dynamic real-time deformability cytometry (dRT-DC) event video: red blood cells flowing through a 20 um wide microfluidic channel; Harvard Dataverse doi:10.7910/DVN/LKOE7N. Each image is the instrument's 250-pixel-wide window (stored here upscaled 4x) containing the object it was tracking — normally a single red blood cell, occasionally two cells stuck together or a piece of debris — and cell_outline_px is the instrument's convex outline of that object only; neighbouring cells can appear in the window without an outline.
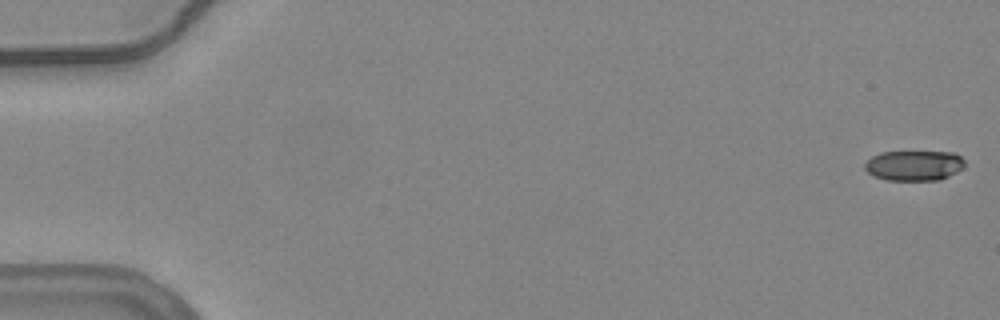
{"species": "common noctule bat (a hibernating species)", "species_latin": "Nyctalus noctula", "temperature_condition": "warm", "stored_images_in_passage": 5, "camera_frame_rate_fps": 3000, "um_per_image_px": 0.085, "animal": {"sex": "female", "body_mass_g": 24.6, "forearm_length_mm": 56.2}, "frame": {"image": 1, "passage_image": 1, "time_ms": 0.0, "image_size_px": [1000, 320], "cell_outline_px": [[964, 168], [940, 180], [884, 180], [872, 176], [864, 168], [864, 164], [872, 156], [880, 152], [952, 152], [960, 156], [964, 160]], "centroid_in_image_um": [77.68, 14.07], "position_along_channel_um": 7.3, "area_um2": 17.69}}